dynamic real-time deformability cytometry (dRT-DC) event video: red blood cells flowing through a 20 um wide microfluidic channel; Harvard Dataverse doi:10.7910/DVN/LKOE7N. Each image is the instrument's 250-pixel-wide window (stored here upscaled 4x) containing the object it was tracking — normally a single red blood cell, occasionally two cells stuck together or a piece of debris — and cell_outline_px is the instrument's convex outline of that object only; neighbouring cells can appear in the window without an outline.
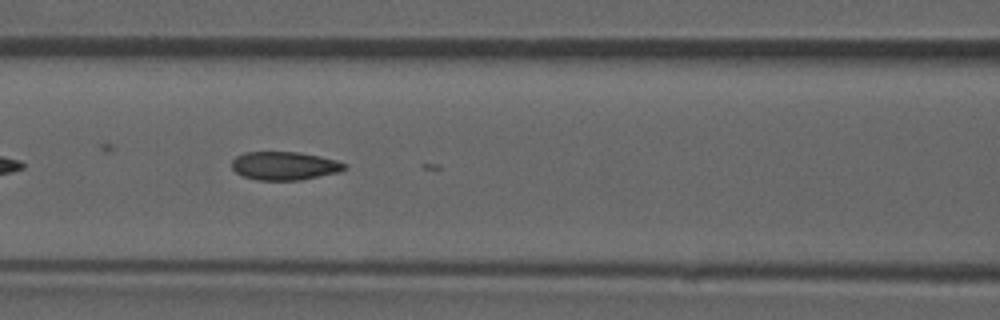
{"species": "common noctule bat (a hibernating species)", "species_latin": "Nyctalus noctula", "temperature_condition": "room temperature", "stored_images_in_passage": 40, "camera_frame_rate_fps": 3000, "um_per_image_px": 0.085, "animal": {"sex": "male", "forearm_length_mm": 52.5}, "frame": {"image": 1, "passage_image": 9, "time_ms": 2.667, "image_size_px": [1000, 320], "cell_outline_px": [[348, 168], [340, 172], [300, 180], [260, 180], [244, 176], [236, 172], [232, 168], [232, 160], [236, 156], [244, 152], [300, 152], [320, 156], [336, 160], [348, 164]], "centroid_in_image_um": [24.22, 14.09], "position_along_channel_um": 142.4, "area_um2": 18.73}}